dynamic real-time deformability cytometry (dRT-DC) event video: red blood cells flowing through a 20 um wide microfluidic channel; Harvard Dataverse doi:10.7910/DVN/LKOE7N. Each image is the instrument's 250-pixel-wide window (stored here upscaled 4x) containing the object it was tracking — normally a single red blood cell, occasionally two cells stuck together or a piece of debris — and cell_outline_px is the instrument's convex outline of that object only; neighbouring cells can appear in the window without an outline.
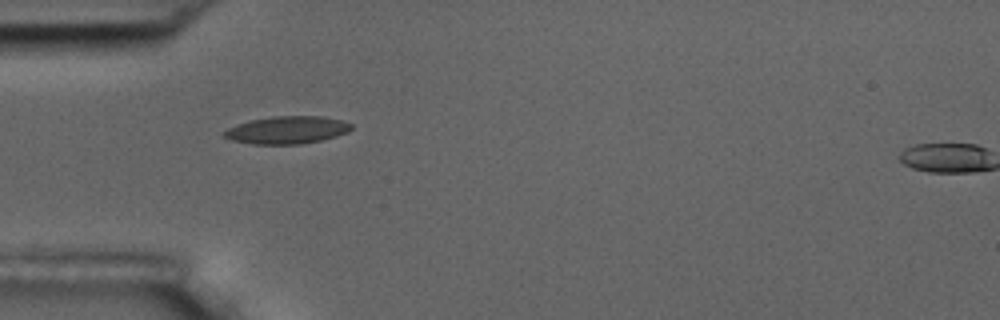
{"species": "common noctule bat (a hibernating species)", "species_latin": "Nyctalus noctula", "temperature_condition": "room temperature", "stored_images_in_passage": 2, "camera_frame_rate_fps": 3000, "um_per_image_px": 0.085, "animal": {"sex": "male", "body_mass_g": 17.5, "forearm_length_mm": 52.3}, "frame": {"image": 1, "passage_image": 1, "time_ms": 0.0, "image_size_px": [1000, 320], "cell_outline_px": [[352, 128], [348, 132], [336, 136], [320, 140], [300, 144], [252, 144], [232, 140], [224, 136], [220, 132], [228, 128], [252, 120], [272, 116], [320, 116], [344, 120], [352, 124]], "centroid_in_image_um": [24.42, 11.05], "position_along_channel_um": 60.6, "area_um2": 20.35}}